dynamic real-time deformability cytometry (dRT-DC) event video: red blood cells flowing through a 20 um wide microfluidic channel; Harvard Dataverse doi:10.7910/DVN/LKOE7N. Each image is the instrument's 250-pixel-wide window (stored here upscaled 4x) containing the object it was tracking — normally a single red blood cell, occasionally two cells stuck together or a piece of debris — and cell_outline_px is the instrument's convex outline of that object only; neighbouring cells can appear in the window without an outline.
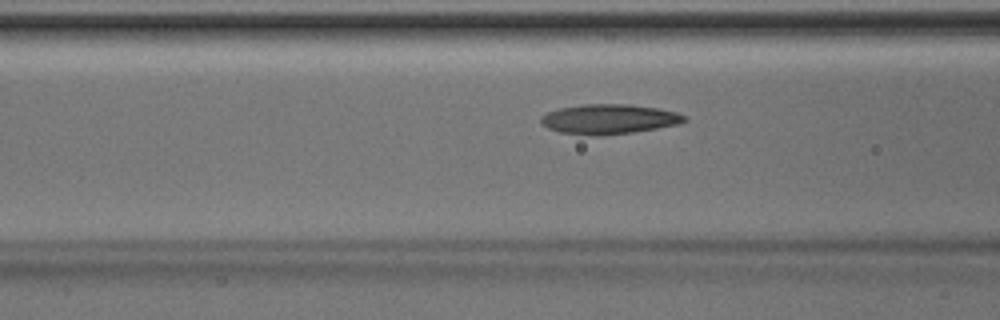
{"species": "Egyptian fruit bat (a non-hibernating species)", "species_latin": "Rousettus aegyptiacus", "temperature_condition": "room temperature", "stored_images_in_passage": 18, "camera_frame_rate_fps": 3000, "um_per_image_px": 0.085, "animal": {"sex": "male"}, "frame": {"image": 1, "passage_image": 16, "time_ms": 5.0, "image_size_px": [1000, 320], "cell_outline_px": [[688, 120], [676, 124], [656, 128], [632, 132], [560, 132], [548, 128], [540, 120], [540, 116], [548, 112], [560, 108], [584, 104], [628, 104], [656, 108], [676, 112], [684, 116]], "centroid_in_image_um": [51.78, 10.06], "position_along_channel_um": 114.8, "area_um2": 23.52}}